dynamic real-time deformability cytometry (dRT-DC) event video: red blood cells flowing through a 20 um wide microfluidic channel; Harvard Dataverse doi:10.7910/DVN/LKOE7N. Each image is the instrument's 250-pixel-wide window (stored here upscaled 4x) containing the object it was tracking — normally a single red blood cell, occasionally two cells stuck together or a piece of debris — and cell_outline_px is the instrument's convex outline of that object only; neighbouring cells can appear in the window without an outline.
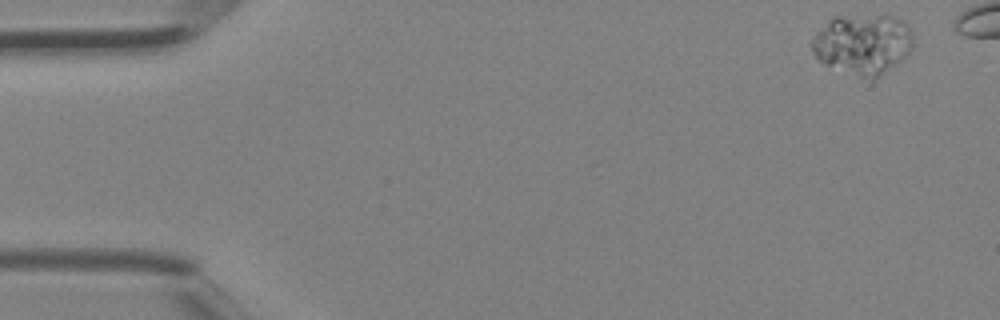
{"species": "Egyptian fruit bat (a non-hibernating species)", "species_latin": "Rousettus aegyptiacus", "temperature_condition": "room temperature", "stored_images_in_passage": 23, "camera_frame_rate_fps": 3000, "um_per_image_px": 0.085, "animal": {"sex": "female"}, "frame": {"image": 1, "passage_image": 1, "time_ms": 0.0, "image_size_px": [1000, 320], "cell_outline_px": [[912, 44], [908, 52], [900, 60], [876, 80], [872, 80], [828, 68], [812, 52], [812, 40], [816, 32], [832, 16], [888, 12], [896, 16], [908, 24], [912, 28]], "centroid_in_image_um": [73.33, 3.7], "position_along_channel_um": 11.7, "area_um2": 36.76}}
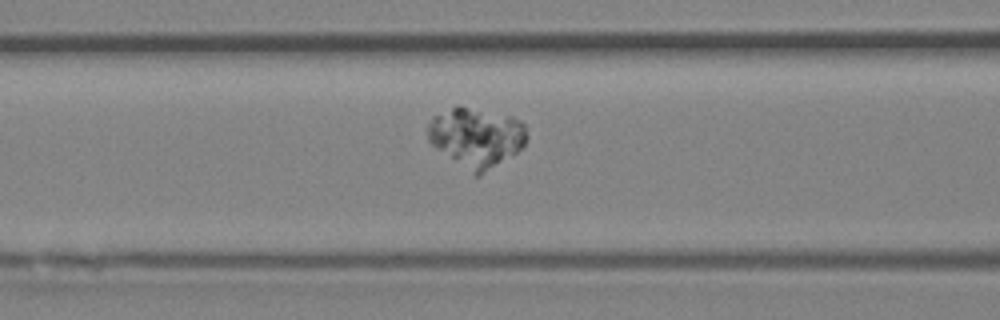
{"frame": {"image": 2, "passage_image": 16, "time_ms": 5.0, "image_size_px": [1000, 320], "cell_outline_px": [[524, 144], [516, 152], [480, 176], [476, 176], [432, 144], [428, 140], [428, 124], [432, 116], [452, 108], [464, 108], [512, 116], [520, 120], [524, 124]], "centroid_in_image_um": [40.47, 11.68], "position_along_channel_um": 126.1, "area_um2": 33.06}}
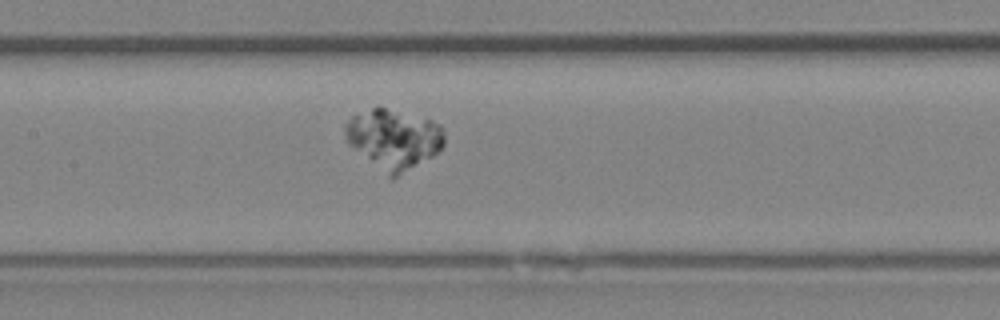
{"frame": {"image": 3, "passage_image": 19, "time_ms": 6.0, "image_size_px": [1000, 320], "cell_outline_px": [[444, 144], [432, 156], [396, 176], [392, 176], [348, 144], [344, 136], [344, 124], [352, 116], [372, 108], [384, 108], [432, 120], [440, 124], [444, 128]], "centroid_in_image_um": [33.46, 11.77], "position_along_channel_um": 173.9, "area_um2": 33.47}}